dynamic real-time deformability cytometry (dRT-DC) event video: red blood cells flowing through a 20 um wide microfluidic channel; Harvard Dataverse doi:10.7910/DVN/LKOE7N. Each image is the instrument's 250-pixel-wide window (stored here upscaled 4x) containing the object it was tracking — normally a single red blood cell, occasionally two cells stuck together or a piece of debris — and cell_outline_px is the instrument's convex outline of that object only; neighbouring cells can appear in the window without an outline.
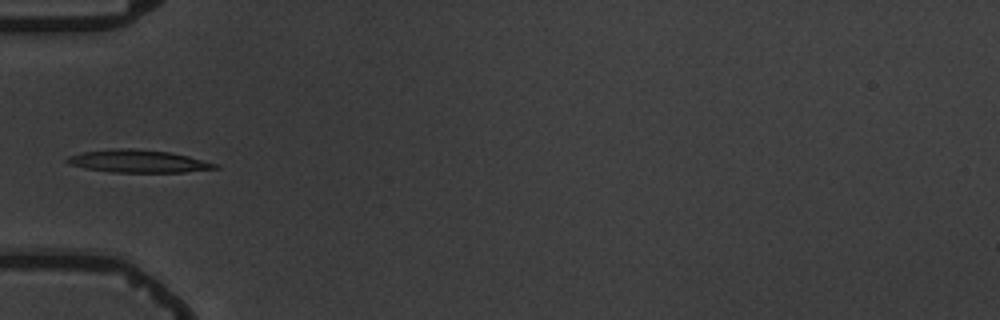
{"species": "common noctule bat (a hibernating species)", "species_latin": "Nyctalus noctula", "temperature_condition": "warm", "stored_images_in_passage": 7, "camera_frame_rate_fps": 3000, "um_per_image_px": 0.085, "animal": {"sex": "male", "body_mass_g": 19.5, "forearm_length_mm": 54.6}, "frame": {"image": 1, "passage_image": 5, "time_ms": 5.0, "image_size_px": [1000, 320], "cell_outline_px": [[220, 168], [184, 172], [112, 172], [84, 168], [68, 164], [64, 160], [68, 156], [80, 152], [116, 148], [132, 148], [168, 152], [188, 156], [216, 164]], "centroid_in_image_um": [11.67, 13.7], "position_along_channel_um": 73.3, "area_um2": 19.48}}
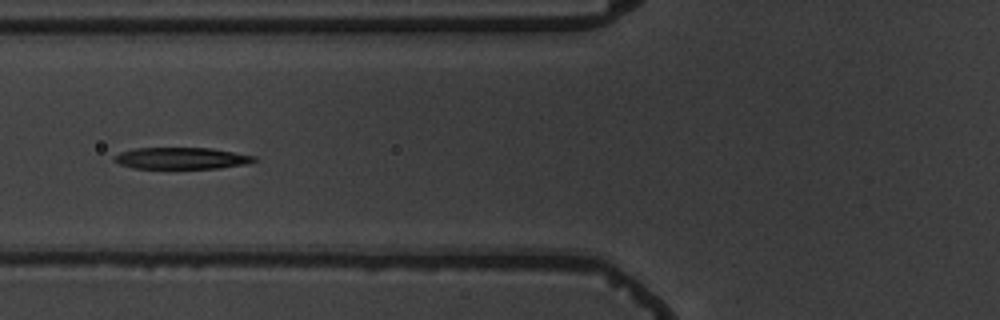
{"frame": {"image": 2, "passage_image": 6, "time_ms": 6.0, "image_size_px": [1000, 320], "cell_outline_px": [[256, 160], [244, 164], [220, 168], [132, 168], [120, 164], [112, 160], [112, 156], [120, 152], [136, 148], [212, 148], [256, 156]], "centroid_in_image_um": [15.38, 13.45], "position_along_channel_um": 110.4, "area_um2": 17.57}}
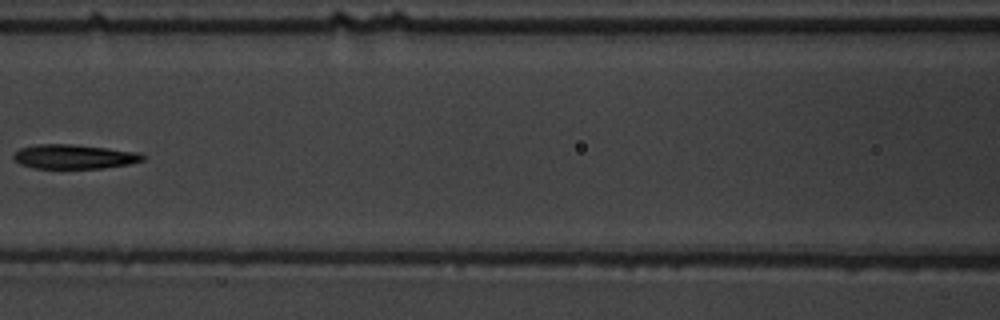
{"frame": {"image": 3, "passage_image": 7, "time_ms": 7.333, "image_size_px": [1000, 320], "cell_outline_px": [[144, 160], [128, 164], [104, 168], [32, 168], [20, 164], [12, 156], [20, 148], [36, 144], [72, 144], [108, 148], [136, 152], [144, 156]], "centroid_in_image_um": [6.27, 13.31], "position_along_channel_um": 160.3, "area_um2": 18.21}}